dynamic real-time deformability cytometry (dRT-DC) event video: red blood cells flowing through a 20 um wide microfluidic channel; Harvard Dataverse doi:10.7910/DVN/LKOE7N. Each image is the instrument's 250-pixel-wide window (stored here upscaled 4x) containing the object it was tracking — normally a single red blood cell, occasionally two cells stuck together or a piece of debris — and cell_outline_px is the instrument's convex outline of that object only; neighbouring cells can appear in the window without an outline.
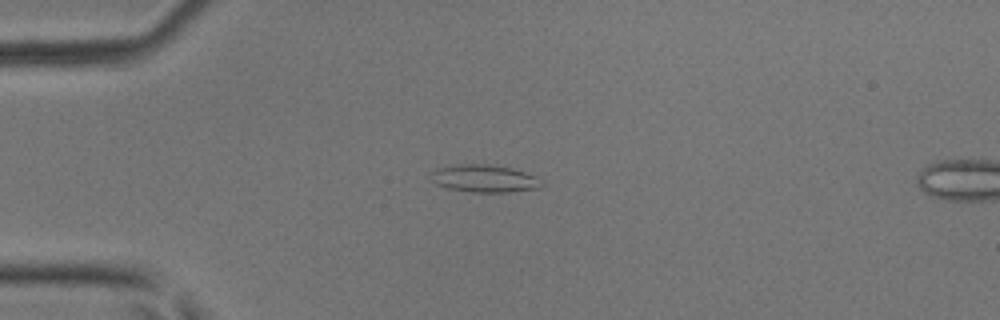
{"species": "common noctule bat (a hibernating species)", "species_latin": "Nyctalus noctula", "temperature_condition": "room temperature", "stored_images_in_passage": 3, "camera_frame_rate_fps": 3000, "um_per_image_px": 0.085, "animal": {"sex": "male", "body_mass_g": 17.9, "forearm_length_mm": 54.2}, "frame": {"image": 1, "passage_image": 2, "time_ms": 2.333, "image_size_px": [1000, 320], "cell_outline_px": [[544, 184], [540, 188], [508, 192], [472, 192], [448, 188], [436, 184], [432, 180], [428, 172], [436, 168], [456, 164], [488, 164], [512, 168], [536, 176]], "centroid_in_image_um": [41.14, 15.17], "position_along_channel_um": 43.9, "area_um2": 17.92}}